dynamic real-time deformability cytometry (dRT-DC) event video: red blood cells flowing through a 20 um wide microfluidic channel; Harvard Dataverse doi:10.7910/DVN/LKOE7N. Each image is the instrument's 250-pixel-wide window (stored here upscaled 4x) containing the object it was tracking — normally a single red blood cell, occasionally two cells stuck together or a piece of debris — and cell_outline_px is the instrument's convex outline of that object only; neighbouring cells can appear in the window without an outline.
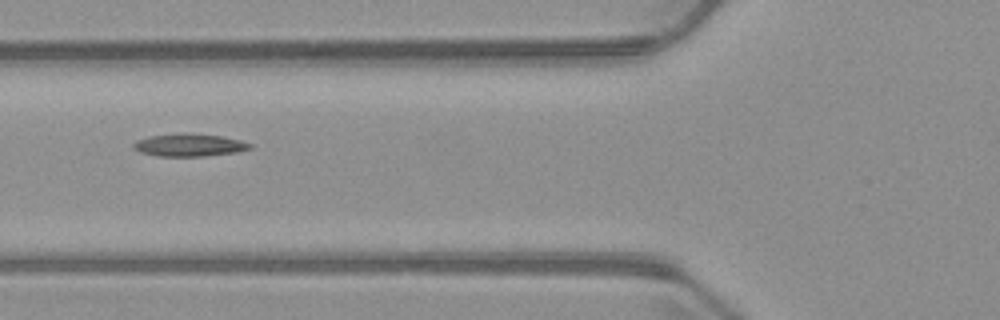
{"species": "common noctule bat (a hibernating species)", "species_latin": "Nyctalus noctula", "temperature_condition": "warm", "stored_images_in_passage": 4, "camera_frame_rate_fps": 3000, "um_per_image_px": 0.085, "animal": {"sex": "male", "body_mass_g": 23.1, "forearm_length_mm": 52.7}, "frame": {"image": 1, "passage_image": 4, "time_ms": 4.0, "image_size_px": [1000, 320], "cell_outline_px": [[252, 148], [240, 152], [204, 156], [156, 156], [140, 152], [132, 148], [132, 144], [136, 140], [148, 136], [184, 132], [192, 132], [220, 136], [240, 140], [252, 144]], "centroid_in_image_um": [16.07, 12.32], "position_along_channel_um": 109.7, "area_um2": 15.72}}